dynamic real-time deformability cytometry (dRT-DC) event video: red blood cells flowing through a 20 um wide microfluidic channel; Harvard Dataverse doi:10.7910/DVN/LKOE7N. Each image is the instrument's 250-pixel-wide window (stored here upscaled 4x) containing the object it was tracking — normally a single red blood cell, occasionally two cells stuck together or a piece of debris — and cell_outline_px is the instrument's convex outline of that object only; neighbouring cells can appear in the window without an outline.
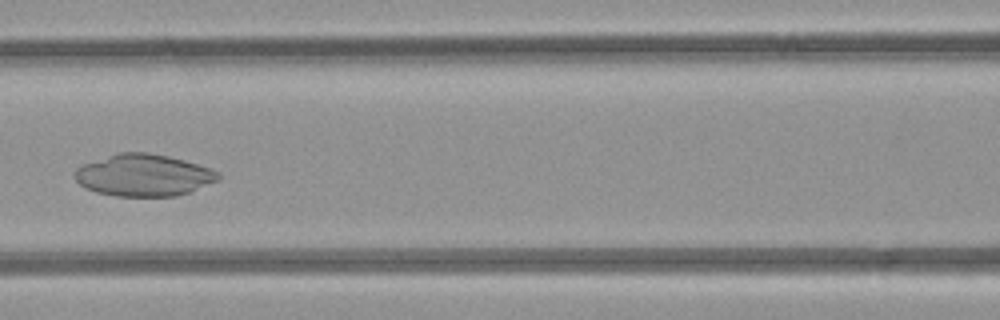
{"species": "common noctule bat (a hibernating species)", "species_latin": "Nyctalus noctula", "temperature_condition": "room temperature", "stored_images_in_passage": 6, "camera_frame_rate_fps": 3000, "um_per_image_px": 0.085, "animal": {"sex": "female", "body_mass_g": 21.9}, "frame": {"image": 1, "passage_image": 6, "time_ms": 6.333, "image_size_px": [1000, 320], "cell_outline_px": [[220, 180], [188, 192], [176, 196], [116, 196], [96, 192], [84, 188], [72, 176], [76, 168], [80, 164], [120, 152], [148, 152], [168, 156], [184, 160], [212, 168], [220, 172]], "centroid_in_image_um": [12.19, 14.89], "position_along_channel_um": 154.4, "area_um2": 35.37}}